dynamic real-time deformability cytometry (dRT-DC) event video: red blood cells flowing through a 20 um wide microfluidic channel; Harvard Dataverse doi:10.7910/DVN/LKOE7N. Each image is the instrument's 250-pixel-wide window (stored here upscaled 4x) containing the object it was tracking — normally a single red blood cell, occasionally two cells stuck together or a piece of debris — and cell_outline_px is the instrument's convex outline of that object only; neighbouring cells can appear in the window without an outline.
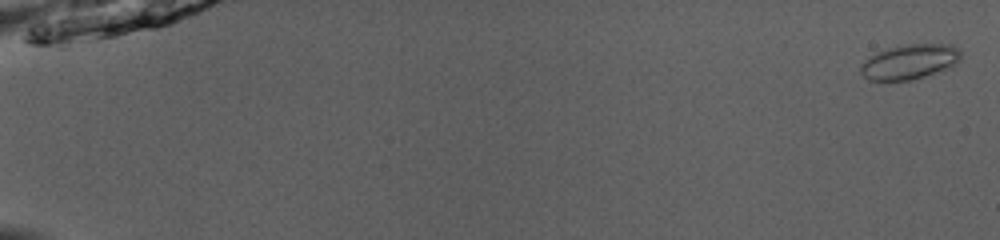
{"species": "common noctule bat (a hibernating species)", "species_latin": "Nyctalus noctula", "temperature_condition": "room temperature", "stored_images_in_passage": 52, "camera_frame_rate_fps": 3000, "um_per_image_px": 0.085, "animal": {"sex": "male", "body_mass_g": 13.0, "forearm_length_mm": 53.1}, "frame": {"image": 1, "passage_image": 2, "time_ms": 0.333, "image_size_px": [1000, 240], "cell_outline_px": [[960, 60], [956, 64], [924, 76], [912, 80], [868, 80], [860, 72], [860, 64], [868, 56], [876, 52], [888, 48], [908, 44], [952, 44], [960, 48]], "centroid_in_image_um": [77.29, 5.23], "position_along_channel_um": 7.7, "area_um2": 20.35}}
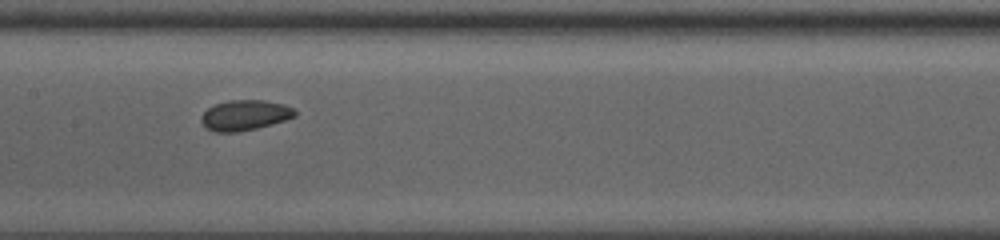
{"frame": {"image": 2, "passage_image": 29, "time_ms": 9.333, "image_size_px": [1000, 240], "cell_outline_px": [[296, 116], [284, 120], [256, 128], [240, 132], [216, 132], [208, 128], [200, 120], [200, 116], [208, 108], [216, 104], [228, 100], [264, 100], [284, 104], [292, 108], [296, 112]], "centroid_in_image_um": [20.8, 9.78], "position_along_channel_um": 186.6, "area_um2": 16.42}}
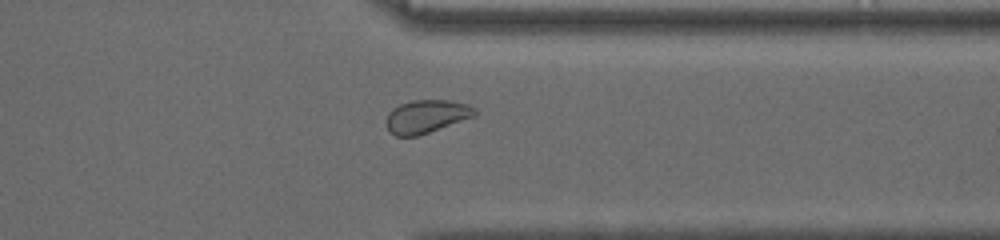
{"frame": {"image": 3, "passage_image": 43, "time_ms": 14.0, "image_size_px": [1000, 240], "cell_outline_px": [[476, 116], [416, 136], [396, 136], [388, 128], [388, 112], [392, 108], [400, 104], [412, 100], [448, 100], [468, 104], [476, 108]], "centroid_in_image_um": [36.28, 9.87], "position_along_channel_um": 375.1, "area_um2": 16.88}, "authors_computed_cell_mechanics": {"area_um2": 17.6001, "velocity_mm_per_s": 4.0493, "shape_relaxation_time_tau1_ms": 2.9478, "shape_relaxation_time_tau2_ms": 1.3976, "deformation_change_tau1": 0.0651, "deformation_change_tau2": 0.0434}}